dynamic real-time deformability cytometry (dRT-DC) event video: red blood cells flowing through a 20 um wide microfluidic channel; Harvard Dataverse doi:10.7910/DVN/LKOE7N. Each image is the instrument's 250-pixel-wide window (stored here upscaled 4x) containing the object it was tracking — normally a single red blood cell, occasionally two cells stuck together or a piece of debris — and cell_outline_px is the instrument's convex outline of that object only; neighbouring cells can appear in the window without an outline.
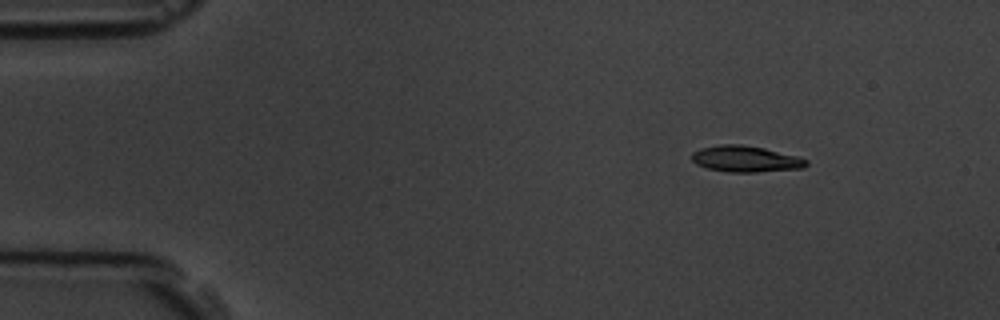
{"species": "common noctule bat (a hibernating species)", "species_latin": "Nyctalus noctula", "temperature_condition": "room temperature", "stored_images_in_passage": 5, "camera_frame_rate_fps": 3000, "um_per_image_px": 0.085, "animal": {"sex": "male", "body_mass_g": 19.5, "forearm_length_mm": 54.6}, "frame": {"image": 1, "passage_image": 2, "time_ms": 1.0, "image_size_px": [1000, 320], "cell_outline_px": [[808, 164], [804, 168], [756, 172], [728, 172], [708, 168], [696, 164], [692, 160], [692, 152], [700, 148], [720, 144], [740, 144], [764, 148], [800, 156], [808, 160]], "centroid_in_image_um": [63.4, 13.5], "position_along_channel_um": 21.6, "area_um2": 17.63}}
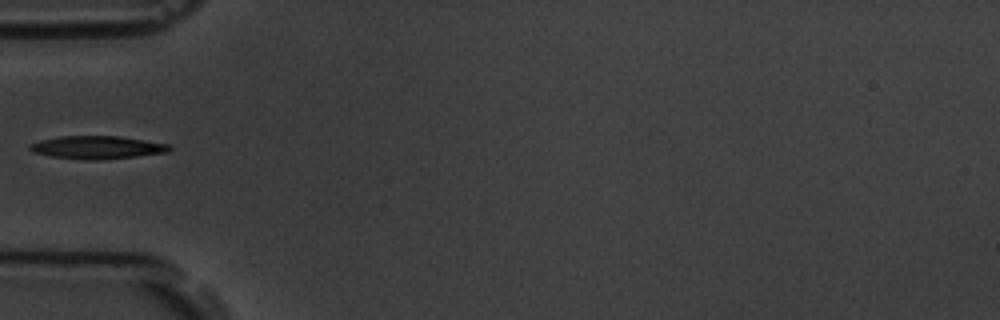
{"frame": {"image": 2, "passage_image": 5, "time_ms": 4.667, "image_size_px": [1000, 320], "cell_outline_px": [[172, 148], [168, 152], [136, 156], [100, 160], [84, 160], [48, 156], [32, 152], [28, 148], [28, 144], [40, 140], [60, 136], [116, 136], [172, 144]], "centroid_in_image_um": [8.23, 12.53], "position_along_channel_um": 76.8, "area_um2": 18.84}}